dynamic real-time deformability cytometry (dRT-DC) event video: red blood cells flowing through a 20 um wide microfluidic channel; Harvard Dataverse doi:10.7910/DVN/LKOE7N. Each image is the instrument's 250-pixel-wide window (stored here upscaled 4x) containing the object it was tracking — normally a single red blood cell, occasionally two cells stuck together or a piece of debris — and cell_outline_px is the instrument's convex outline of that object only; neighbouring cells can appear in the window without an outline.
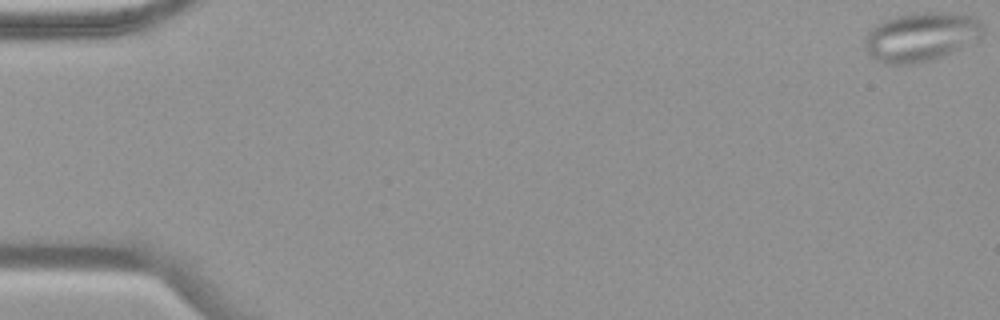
{"species": "common noctule bat (a hibernating species)", "species_latin": "Nyctalus noctula", "temperature_condition": "warm", "stored_images_in_passage": 55, "camera_frame_rate_fps": 3000, "um_per_image_px": 0.085, "animal": {"sex": "female", "body_mass_g": 19.9}, "frame": {"image": 1, "passage_image": 1, "time_ms": 0.0, "image_size_px": [1000, 320], "cell_outline_px": [[984, 32], [980, 36], [932, 60], [912, 64], [888, 64], [876, 60], [868, 56], [864, 48], [864, 40], [868, 32], [876, 24], [896, 16], [916, 12], [952, 12], [976, 16], [984, 24]], "centroid_in_image_um": [78.25, 3.1], "position_along_channel_um": 6.8, "area_um2": 33.64}}
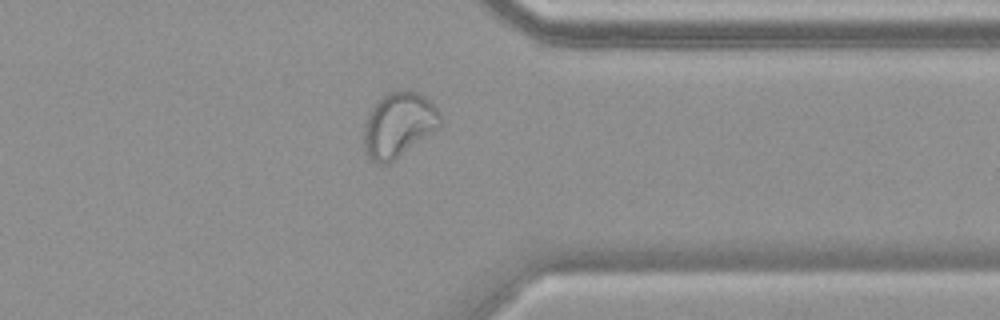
{"frame": {"image": 2, "passage_image": 44, "time_ms": 14.333, "image_size_px": [1000, 320], "cell_outline_px": [[440, 124], [432, 132], [396, 160], [388, 164], [376, 164], [364, 152], [364, 124], [372, 108], [388, 92], [400, 88], [420, 92], [436, 104], [440, 116]], "centroid_in_image_um": [33.88, 10.6], "position_along_channel_um": 377.5, "area_um2": 29.07}}
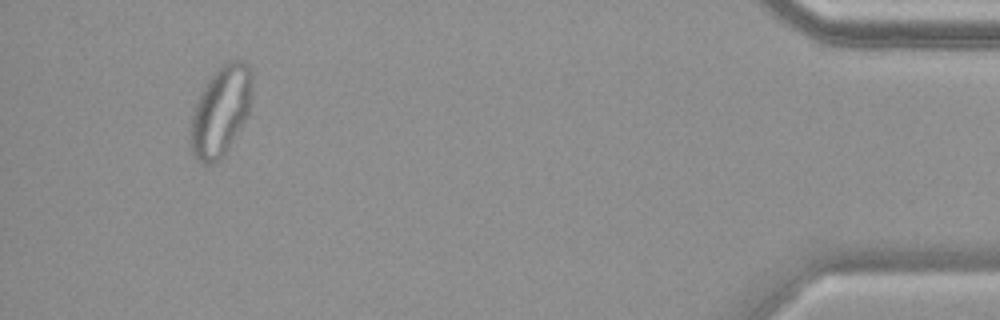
{"frame": {"image": 3, "passage_image": 52, "time_ms": 17.0, "image_size_px": [1000, 320], "cell_outline_px": [[252, 88], [248, 112], [244, 120], [228, 148], [216, 160], [208, 164], [200, 164], [192, 152], [192, 116], [200, 92], [216, 68], [228, 60], [244, 60], [252, 68]], "centroid_in_image_um": [18.79, 9.35], "position_along_channel_um": 416.4, "area_um2": 31.62}}